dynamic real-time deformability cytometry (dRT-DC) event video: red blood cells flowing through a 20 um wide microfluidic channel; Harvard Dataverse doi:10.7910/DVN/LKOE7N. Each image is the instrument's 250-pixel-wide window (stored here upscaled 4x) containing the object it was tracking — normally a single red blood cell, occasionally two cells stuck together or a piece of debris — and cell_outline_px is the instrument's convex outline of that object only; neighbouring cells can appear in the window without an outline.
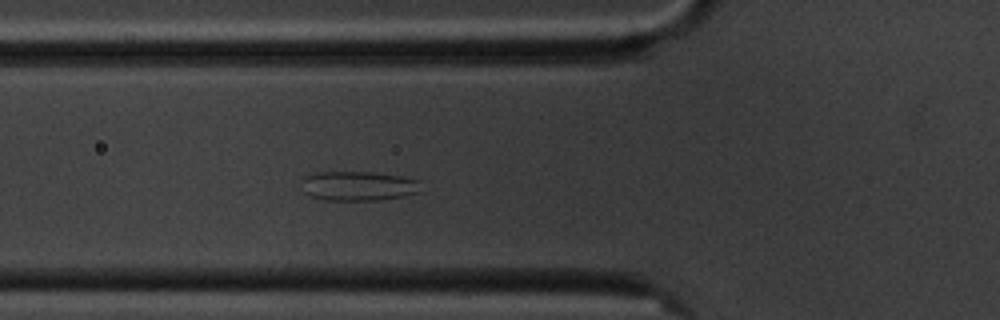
{"species": "common noctule bat (a hibernating species)", "species_latin": "Nyctalus noctula", "temperature_condition": "cold", "stored_images_in_passage": 5, "camera_frame_rate_fps": 3000, "um_per_image_px": 0.085, "animal": {"sex": "male", "body_mass_g": 20.1, "forearm_length_mm": 53.5}, "frame": {"image": 1, "passage_image": 5, "time_ms": 4.667, "image_size_px": [1000, 320], "cell_outline_px": [[420, 192], [404, 196], [380, 200], [324, 200], [308, 196], [304, 192], [300, 180], [304, 176], [316, 172], [372, 172], [400, 176], [420, 180]], "centroid_in_image_um": [30.42, 15.81], "position_along_channel_um": 95.4, "area_um2": 20.81}}